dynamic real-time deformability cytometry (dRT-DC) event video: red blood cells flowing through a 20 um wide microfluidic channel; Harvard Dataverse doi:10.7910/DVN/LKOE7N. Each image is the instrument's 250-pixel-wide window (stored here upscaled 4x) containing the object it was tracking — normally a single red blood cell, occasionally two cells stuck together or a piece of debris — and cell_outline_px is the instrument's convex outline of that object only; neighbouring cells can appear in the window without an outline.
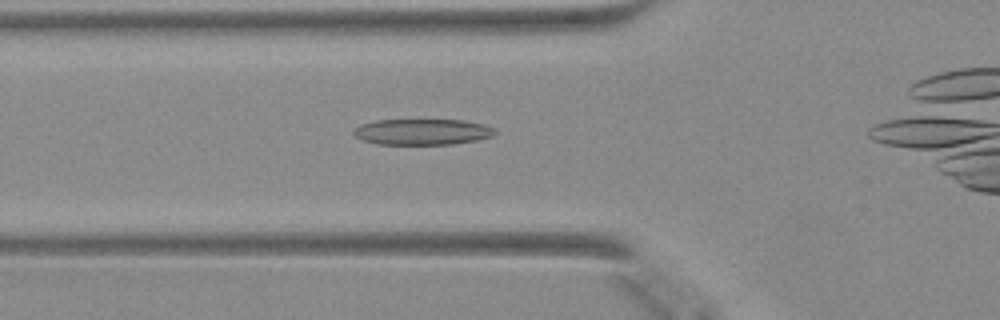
{"species": "Egyptian fruit bat (a non-hibernating species)", "species_latin": "Rousettus aegyptiacus", "temperature_condition": "warm", "stored_images_in_passage": 36, "camera_frame_rate_fps": 3000, "um_per_image_px": 0.085, "animal": {"sex": "female"}, "frame": {"image": 1, "passage_image": 12, "time_ms": 3.667, "image_size_px": [1000, 320], "cell_outline_px": [[496, 132], [492, 136], [476, 140], [452, 144], [376, 144], [364, 140], [356, 136], [352, 132], [360, 124], [376, 120], [464, 120], [484, 124], [496, 128]], "centroid_in_image_um": [35.92, 11.2], "position_along_channel_um": 89.9, "area_um2": 21.33}}
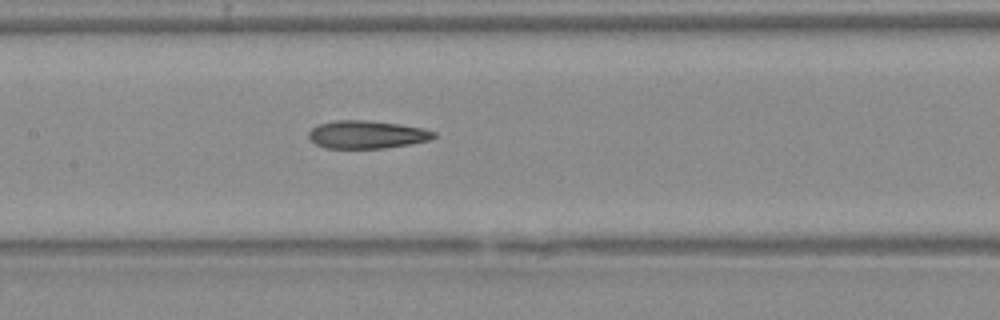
{"frame": {"image": 2, "passage_image": 18, "time_ms": 5.667, "image_size_px": [1000, 320], "cell_outline_px": [[436, 136], [428, 140], [408, 144], [384, 148], [324, 148], [316, 144], [308, 136], [308, 132], [316, 124], [332, 120], [368, 120], [400, 124], [424, 128], [436, 132]], "centroid_in_image_um": [31.15, 11.42], "position_along_channel_um": 176.2, "area_um2": 20.46}}
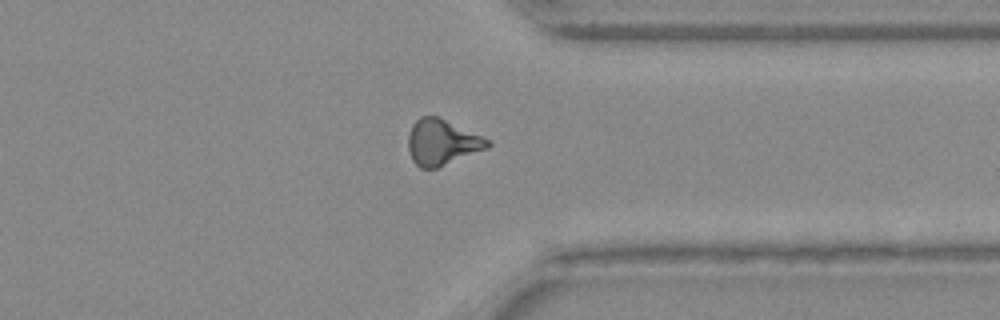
{"frame": {"image": 3, "passage_image": 32, "time_ms": 10.333, "image_size_px": [1000, 320], "cell_outline_px": [[492, 144], [488, 148], [436, 168], [420, 168], [412, 160], [408, 148], [408, 136], [412, 124], [420, 116], [436, 116], [480, 136], [488, 140]], "centroid_in_image_um": [37.53, 12.1], "position_along_channel_um": 373.9, "area_um2": 20.69}}